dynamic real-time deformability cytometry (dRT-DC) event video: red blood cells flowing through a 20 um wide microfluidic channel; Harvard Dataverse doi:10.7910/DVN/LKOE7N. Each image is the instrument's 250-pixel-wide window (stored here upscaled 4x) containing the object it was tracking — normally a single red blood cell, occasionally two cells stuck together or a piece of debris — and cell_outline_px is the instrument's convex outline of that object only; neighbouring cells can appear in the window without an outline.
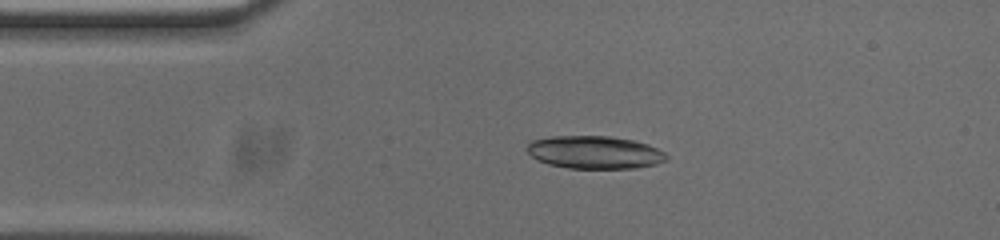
{"species": "common noctule bat (a hibernating species)", "species_latin": "Nyctalus noctula", "temperature_condition": "cold", "stored_images_in_passage": 43, "camera_frame_rate_fps": 3000, "um_per_image_px": 0.085, "animal": {"sex": "male", "body_mass_g": 20.0, "forearm_length_mm": 53.3}, "frame": {"image": 1, "passage_image": 1, "time_ms": 0.0, "image_size_px": [1000, 240], "cell_outline_px": [[668, 160], [656, 164], [636, 168], [568, 168], [548, 164], [536, 160], [524, 148], [532, 140], [552, 136], [608, 136], [632, 140], [648, 144], [664, 152], [668, 156]], "centroid_in_image_um": [50.53, 12.95], "position_along_channel_um": 34.5, "area_um2": 26.76}}
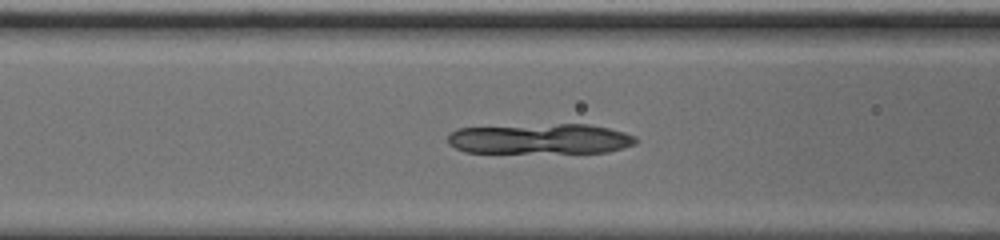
{"frame": {"image": 2, "passage_image": 10, "time_ms": 3.0, "image_size_px": [1000, 240], "cell_outline_px": [[636, 144], [608, 152], [464, 152], [448, 144], [448, 132], [456, 128], [560, 124], [588, 124], [608, 128], [624, 132], [636, 136]], "centroid_in_image_um": [45.9, 11.8], "position_along_channel_um": 120.7, "area_um2": 33.06}}